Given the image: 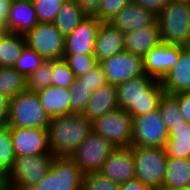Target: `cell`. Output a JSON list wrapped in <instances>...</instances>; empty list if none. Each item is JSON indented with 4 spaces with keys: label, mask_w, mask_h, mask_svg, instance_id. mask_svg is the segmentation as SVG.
<instances>
[{
    "label": "cell",
    "mask_w": 190,
    "mask_h": 190,
    "mask_svg": "<svg viewBox=\"0 0 190 190\" xmlns=\"http://www.w3.org/2000/svg\"><path fill=\"white\" fill-rule=\"evenodd\" d=\"M116 87L118 107L126 110L132 118L158 109L165 93L160 81L147 74L129 79Z\"/></svg>",
    "instance_id": "cell-1"
},
{
    "label": "cell",
    "mask_w": 190,
    "mask_h": 190,
    "mask_svg": "<svg viewBox=\"0 0 190 190\" xmlns=\"http://www.w3.org/2000/svg\"><path fill=\"white\" fill-rule=\"evenodd\" d=\"M48 145L54 156H71L92 132V121L83 114H69L51 118Z\"/></svg>",
    "instance_id": "cell-2"
},
{
    "label": "cell",
    "mask_w": 190,
    "mask_h": 190,
    "mask_svg": "<svg viewBox=\"0 0 190 190\" xmlns=\"http://www.w3.org/2000/svg\"><path fill=\"white\" fill-rule=\"evenodd\" d=\"M157 22L162 43L190 47V4L169 0Z\"/></svg>",
    "instance_id": "cell-3"
},
{
    "label": "cell",
    "mask_w": 190,
    "mask_h": 190,
    "mask_svg": "<svg viewBox=\"0 0 190 190\" xmlns=\"http://www.w3.org/2000/svg\"><path fill=\"white\" fill-rule=\"evenodd\" d=\"M50 120L36 92L26 90L10 99L8 127L47 129Z\"/></svg>",
    "instance_id": "cell-4"
},
{
    "label": "cell",
    "mask_w": 190,
    "mask_h": 190,
    "mask_svg": "<svg viewBox=\"0 0 190 190\" xmlns=\"http://www.w3.org/2000/svg\"><path fill=\"white\" fill-rule=\"evenodd\" d=\"M167 158L165 148L133 146L135 178L151 190H162Z\"/></svg>",
    "instance_id": "cell-5"
},
{
    "label": "cell",
    "mask_w": 190,
    "mask_h": 190,
    "mask_svg": "<svg viewBox=\"0 0 190 190\" xmlns=\"http://www.w3.org/2000/svg\"><path fill=\"white\" fill-rule=\"evenodd\" d=\"M83 173L69 156H54L47 174L34 185L36 190H82Z\"/></svg>",
    "instance_id": "cell-6"
},
{
    "label": "cell",
    "mask_w": 190,
    "mask_h": 190,
    "mask_svg": "<svg viewBox=\"0 0 190 190\" xmlns=\"http://www.w3.org/2000/svg\"><path fill=\"white\" fill-rule=\"evenodd\" d=\"M92 131L109 140L116 148L131 147L133 118L126 110L117 108L94 119Z\"/></svg>",
    "instance_id": "cell-7"
},
{
    "label": "cell",
    "mask_w": 190,
    "mask_h": 190,
    "mask_svg": "<svg viewBox=\"0 0 190 190\" xmlns=\"http://www.w3.org/2000/svg\"><path fill=\"white\" fill-rule=\"evenodd\" d=\"M26 46L36 51L44 60L63 59L65 36L54 23H38L25 35Z\"/></svg>",
    "instance_id": "cell-8"
},
{
    "label": "cell",
    "mask_w": 190,
    "mask_h": 190,
    "mask_svg": "<svg viewBox=\"0 0 190 190\" xmlns=\"http://www.w3.org/2000/svg\"><path fill=\"white\" fill-rule=\"evenodd\" d=\"M114 149L115 146L109 140L92 131L70 157L86 174L100 171Z\"/></svg>",
    "instance_id": "cell-9"
},
{
    "label": "cell",
    "mask_w": 190,
    "mask_h": 190,
    "mask_svg": "<svg viewBox=\"0 0 190 190\" xmlns=\"http://www.w3.org/2000/svg\"><path fill=\"white\" fill-rule=\"evenodd\" d=\"M168 130L159 109L133 117L131 146L165 148Z\"/></svg>",
    "instance_id": "cell-10"
},
{
    "label": "cell",
    "mask_w": 190,
    "mask_h": 190,
    "mask_svg": "<svg viewBox=\"0 0 190 190\" xmlns=\"http://www.w3.org/2000/svg\"><path fill=\"white\" fill-rule=\"evenodd\" d=\"M53 158V154L16 157L5 184L34 186L47 174Z\"/></svg>",
    "instance_id": "cell-11"
},
{
    "label": "cell",
    "mask_w": 190,
    "mask_h": 190,
    "mask_svg": "<svg viewBox=\"0 0 190 190\" xmlns=\"http://www.w3.org/2000/svg\"><path fill=\"white\" fill-rule=\"evenodd\" d=\"M107 83L117 86L129 79L144 75L143 58L123 51L99 63Z\"/></svg>",
    "instance_id": "cell-12"
},
{
    "label": "cell",
    "mask_w": 190,
    "mask_h": 190,
    "mask_svg": "<svg viewBox=\"0 0 190 190\" xmlns=\"http://www.w3.org/2000/svg\"><path fill=\"white\" fill-rule=\"evenodd\" d=\"M16 157L52 154L48 145V130L28 127H10Z\"/></svg>",
    "instance_id": "cell-13"
},
{
    "label": "cell",
    "mask_w": 190,
    "mask_h": 190,
    "mask_svg": "<svg viewBox=\"0 0 190 190\" xmlns=\"http://www.w3.org/2000/svg\"><path fill=\"white\" fill-rule=\"evenodd\" d=\"M183 48L180 45L165 44L162 42L158 46L151 48L142 57L145 74L154 80L161 81L178 61Z\"/></svg>",
    "instance_id": "cell-14"
},
{
    "label": "cell",
    "mask_w": 190,
    "mask_h": 190,
    "mask_svg": "<svg viewBox=\"0 0 190 190\" xmlns=\"http://www.w3.org/2000/svg\"><path fill=\"white\" fill-rule=\"evenodd\" d=\"M100 23L98 18L86 16L65 36L64 54H93Z\"/></svg>",
    "instance_id": "cell-15"
},
{
    "label": "cell",
    "mask_w": 190,
    "mask_h": 190,
    "mask_svg": "<svg viewBox=\"0 0 190 190\" xmlns=\"http://www.w3.org/2000/svg\"><path fill=\"white\" fill-rule=\"evenodd\" d=\"M107 178L119 185L135 178L133 146L115 147L100 170Z\"/></svg>",
    "instance_id": "cell-16"
},
{
    "label": "cell",
    "mask_w": 190,
    "mask_h": 190,
    "mask_svg": "<svg viewBox=\"0 0 190 190\" xmlns=\"http://www.w3.org/2000/svg\"><path fill=\"white\" fill-rule=\"evenodd\" d=\"M166 94L176 95L190 90V47H184L175 65L160 81Z\"/></svg>",
    "instance_id": "cell-17"
},
{
    "label": "cell",
    "mask_w": 190,
    "mask_h": 190,
    "mask_svg": "<svg viewBox=\"0 0 190 190\" xmlns=\"http://www.w3.org/2000/svg\"><path fill=\"white\" fill-rule=\"evenodd\" d=\"M124 51V33L110 21L101 22L93 55L98 63Z\"/></svg>",
    "instance_id": "cell-18"
},
{
    "label": "cell",
    "mask_w": 190,
    "mask_h": 190,
    "mask_svg": "<svg viewBox=\"0 0 190 190\" xmlns=\"http://www.w3.org/2000/svg\"><path fill=\"white\" fill-rule=\"evenodd\" d=\"M156 20L157 16L152 11L131 2L122 8L110 22L123 33H128L151 26Z\"/></svg>",
    "instance_id": "cell-19"
},
{
    "label": "cell",
    "mask_w": 190,
    "mask_h": 190,
    "mask_svg": "<svg viewBox=\"0 0 190 190\" xmlns=\"http://www.w3.org/2000/svg\"><path fill=\"white\" fill-rule=\"evenodd\" d=\"M38 23L32 0L11 1L7 20L10 33L25 35Z\"/></svg>",
    "instance_id": "cell-20"
},
{
    "label": "cell",
    "mask_w": 190,
    "mask_h": 190,
    "mask_svg": "<svg viewBox=\"0 0 190 190\" xmlns=\"http://www.w3.org/2000/svg\"><path fill=\"white\" fill-rule=\"evenodd\" d=\"M161 43L157 20L148 27L124 33V51L143 57Z\"/></svg>",
    "instance_id": "cell-21"
},
{
    "label": "cell",
    "mask_w": 190,
    "mask_h": 190,
    "mask_svg": "<svg viewBox=\"0 0 190 190\" xmlns=\"http://www.w3.org/2000/svg\"><path fill=\"white\" fill-rule=\"evenodd\" d=\"M117 108H119L117 87L110 83H106L104 86L93 91L82 114L90 121H93Z\"/></svg>",
    "instance_id": "cell-22"
},
{
    "label": "cell",
    "mask_w": 190,
    "mask_h": 190,
    "mask_svg": "<svg viewBox=\"0 0 190 190\" xmlns=\"http://www.w3.org/2000/svg\"><path fill=\"white\" fill-rule=\"evenodd\" d=\"M46 114L51 118L70 114L68 88L49 86L36 92Z\"/></svg>",
    "instance_id": "cell-23"
},
{
    "label": "cell",
    "mask_w": 190,
    "mask_h": 190,
    "mask_svg": "<svg viewBox=\"0 0 190 190\" xmlns=\"http://www.w3.org/2000/svg\"><path fill=\"white\" fill-rule=\"evenodd\" d=\"M190 186V158L168 157L162 190H179Z\"/></svg>",
    "instance_id": "cell-24"
},
{
    "label": "cell",
    "mask_w": 190,
    "mask_h": 190,
    "mask_svg": "<svg viewBox=\"0 0 190 190\" xmlns=\"http://www.w3.org/2000/svg\"><path fill=\"white\" fill-rule=\"evenodd\" d=\"M167 157L190 158V124L187 121L168 131Z\"/></svg>",
    "instance_id": "cell-25"
},
{
    "label": "cell",
    "mask_w": 190,
    "mask_h": 190,
    "mask_svg": "<svg viewBox=\"0 0 190 190\" xmlns=\"http://www.w3.org/2000/svg\"><path fill=\"white\" fill-rule=\"evenodd\" d=\"M86 16L88 15L74 0H66L56 15L54 25L67 36Z\"/></svg>",
    "instance_id": "cell-26"
},
{
    "label": "cell",
    "mask_w": 190,
    "mask_h": 190,
    "mask_svg": "<svg viewBox=\"0 0 190 190\" xmlns=\"http://www.w3.org/2000/svg\"><path fill=\"white\" fill-rule=\"evenodd\" d=\"M26 46L24 35L9 33L0 42V67H14Z\"/></svg>",
    "instance_id": "cell-27"
},
{
    "label": "cell",
    "mask_w": 190,
    "mask_h": 190,
    "mask_svg": "<svg viewBox=\"0 0 190 190\" xmlns=\"http://www.w3.org/2000/svg\"><path fill=\"white\" fill-rule=\"evenodd\" d=\"M27 90L26 77L13 67H0V94L12 99Z\"/></svg>",
    "instance_id": "cell-28"
},
{
    "label": "cell",
    "mask_w": 190,
    "mask_h": 190,
    "mask_svg": "<svg viewBox=\"0 0 190 190\" xmlns=\"http://www.w3.org/2000/svg\"><path fill=\"white\" fill-rule=\"evenodd\" d=\"M16 154L10 135V127L0 126V179L7 182Z\"/></svg>",
    "instance_id": "cell-29"
},
{
    "label": "cell",
    "mask_w": 190,
    "mask_h": 190,
    "mask_svg": "<svg viewBox=\"0 0 190 190\" xmlns=\"http://www.w3.org/2000/svg\"><path fill=\"white\" fill-rule=\"evenodd\" d=\"M158 109L168 131L185 121L179 102L173 95L164 93L159 101Z\"/></svg>",
    "instance_id": "cell-30"
},
{
    "label": "cell",
    "mask_w": 190,
    "mask_h": 190,
    "mask_svg": "<svg viewBox=\"0 0 190 190\" xmlns=\"http://www.w3.org/2000/svg\"><path fill=\"white\" fill-rule=\"evenodd\" d=\"M52 72L53 60H44L41 66L26 78L27 90L38 92L44 88L51 86Z\"/></svg>",
    "instance_id": "cell-31"
},
{
    "label": "cell",
    "mask_w": 190,
    "mask_h": 190,
    "mask_svg": "<svg viewBox=\"0 0 190 190\" xmlns=\"http://www.w3.org/2000/svg\"><path fill=\"white\" fill-rule=\"evenodd\" d=\"M69 94L70 114H82L93 91L75 78L74 83L69 88Z\"/></svg>",
    "instance_id": "cell-32"
},
{
    "label": "cell",
    "mask_w": 190,
    "mask_h": 190,
    "mask_svg": "<svg viewBox=\"0 0 190 190\" xmlns=\"http://www.w3.org/2000/svg\"><path fill=\"white\" fill-rule=\"evenodd\" d=\"M43 61L44 59L36 51L25 46L13 68L27 78L41 66Z\"/></svg>",
    "instance_id": "cell-33"
},
{
    "label": "cell",
    "mask_w": 190,
    "mask_h": 190,
    "mask_svg": "<svg viewBox=\"0 0 190 190\" xmlns=\"http://www.w3.org/2000/svg\"><path fill=\"white\" fill-rule=\"evenodd\" d=\"M66 0H32L40 23H54L58 11Z\"/></svg>",
    "instance_id": "cell-34"
},
{
    "label": "cell",
    "mask_w": 190,
    "mask_h": 190,
    "mask_svg": "<svg viewBox=\"0 0 190 190\" xmlns=\"http://www.w3.org/2000/svg\"><path fill=\"white\" fill-rule=\"evenodd\" d=\"M52 86L70 88L74 83V72L69 68L68 63L63 59L53 60V72L51 75Z\"/></svg>",
    "instance_id": "cell-35"
},
{
    "label": "cell",
    "mask_w": 190,
    "mask_h": 190,
    "mask_svg": "<svg viewBox=\"0 0 190 190\" xmlns=\"http://www.w3.org/2000/svg\"><path fill=\"white\" fill-rule=\"evenodd\" d=\"M120 185L107 178L101 171L83 175L82 190H119Z\"/></svg>",
    "instance_id": "cell-36"
},
{
    "label": "cell",
    "mask_w": 190,
    "mask_h": 190,
    "mask_svg": "<svg viewBox=\"0 0 190 190\" xmlns=\"http://www.w3.org/2000/svg\"><path fill=\"white\" fill-rule=\"evenodd\" d=\"M63 58L74 72L76 78L87 73L98 64L93 54H64Z\"/></svg>",
    "instance_id": "cell-37"
},
{
    "label": "cell",
    "mask_w": 190,
    "mask_h": 190,
    "mask_svg": "<svg viewBox=\"0 0 190 190\" xmlns=\"http://www.w3.org/2000/svg\"><path fill=\"white\" fill-rule=\"evenodd\" d=\"M130 3L131 0H101L100 6L93 16L101 22H109L122 8Z\"/></svg>",
    "instance_id": "cell-38"
},
{
    "label": "cell",
    "mask_w": 190,
    "mask_h": 190,
    "mask_svg": "<svg viewBox=\"0 0 190 190\" xmlns=\"http://www.w3.org/2000/svg\"><path fill=\"white\" fill-rule=\"evenodd\" d=\"M77 79H79L82 84L89 87L92 91L104 86L107 83L105 74L103 73L102 67L99 63L87 73L78 76Z\"/></svg>",
    "instance_id": "cell-39"
},
{
    "label": "cell",
    "mask_w": 190,
    "mask_h": 190,
    "mask_svg": "<svg viewBox=\"0 0 190 190\" xmlns=\"http://www.w3.org/2000/svg\"><path fill=\"white\" fill-rule=\"evenodd\" d=\"M169 0H131L132 3L152 11L156 16L164 9Z\"/></svg>",
    "instance_id": "cell-40"
},
{
    "label": "cell",
    "mask_w": 190,
    "mask_h": 190,
    "mask_svg": "<svg viewBox=\"0 0 190 190\" xmlns=\"http://www.w3.org/2000/svg\"><path fill=\"white\" fill-rule=\"evenodd\" d=\"M173 96L179 102L180 111L182 115L184 116L185 121H187L190 124V94L179 93Z\"/></svg>",
    "instance_id": "cell-41"
},
{
    "label": "cell",
    "mask_w": 190,
    "mask_h": 190,
    "mask_svg": "<svg viewBox=\"0 0 190 190\" xmlns=\"http://www.w3.org/2000/svg\"><path fill=\"white\" fill-rule=\"evenodd\" d=\"M10 98L0 94V126H7L9 122Z\"/></svg>",
    "instance_id": "cell-42"
},
{
    "label": "cell",
    "mask_w": 190,
    "mask_h": 190,
    "mask_svg": "<svg viewBox=\"0 0 190 190\" xmlns=\"http://www.w3.org/2000/svg\"><path fill=\"white\" fill-rule=\"evenodd\" d=\"M88 16H93L100 6L101 0H74Z\"/></svg>",
    "instance_id": "cell-43"
},
{
    "label": "cell",
    "mask_w": 190,
    "mask_h": 190,
    "mask_svg": "<svg viewBox=\"0 0 190 190\" xmlns=\"http://www.w3.org/2000/svg\"><path fill=\"white\" fill-rule=\"evenodd\" d=\"M119 190H151L142 181L137 178L130 179L120 184Z\"/></svg>",
    "instance_id": "cell-44"
},
{
    "label": "cell",
    "mask_w": 190,
    "mask_h": 190,
    "mask_svg": "<svg viewBox=\"0 0 190 190\" xmlns=\"http://www.w3.org/2000/svg\"><path fill=\"white\" fill-rule=\"evenodd\" d=\"M12 0H0V20L7 23Z\"/></svg>",
    "instance_id": "cell-45"
},
{
    "label": "cell",
    "mask_w": 190,
    "mask_h": 190,
    "mask_svg": "<svg viewBox=\"0 0 190 190\" xmlns=\"http://www.w3.org/2000/svg\"><path fill=\"white\" fill-rule=\"evenodd\" d=\"M7 190H36L34 186L27 185H6Z\"/></svg>",
    "instance_id": "cell-46"
},
{
    "label": "cell",
    "mask_w": 190,
    "mask_h": 190,
    "mask_svg": "<svg viewBox=\"0 0 190 190\" xmlns=\"http://www.w3.org/2000/svg\"><path fill=\"white\" fill-rule=\"evenodd\" d=\"M10 31L8 29L7 23L3 20H0V35H7Z\"/></svg>",
    "instance_id": "cell-47"
},
{
    "label": "cell",
    "mask_w": 190,
    "mask_h": 190,
    "mask_svg": "<svg viewBox=\"0 0 190 190\" xmlns=\"http://www.w3.org/2000/svg\"><path fill=\"white\" fill-rule=\"evenodd\" d=\"M0 190H6V184L0 179Z\"/></svg>",
    "instance_id": "cell-48"
},
{
    "label": "cell",
    "mask_w": 190,
    "mask_h": 190,
    "mask_svg": "<svg viewBox=\"0 0 190 190\" xmlns=\"http://www.w3.org/2000/svg\"><path fill=\"white\" fill-rule=\"evenodd\" d=\"M170 1L181 2V3H188V4H190V0H170Z\"/></svg>",
    "instance_id": "cell-49"
},
{
    "label": "cell",
    "mask_w": 190,
    "mask_h": 190,
    "mask_svg": "<svg viewBox=\"0 0 190 190\" xmlns=\"http://www.w3.org/2000/svg\"><path fill=\"white\" fill-rule=\"evenodd\" d=\"M179 190H190V186H187L186 188H182V189H179Z\"/></svg>",
    "instance_id": "cell-50"
},
{
    "label": "cell",
    "mask_w": 190,
    "mask_h": 190,
    "mask_svg": "<svg viewBox=\"0 0 190 190\" xmlns=\"http://www.w3.org/2000/svg\"><path fill=\"white\" fill-rule=\"evenodd\" d=\"M4 36H6V35H0V42H1V39H2Z\"/></svg>",
    "instance_id": "cell-51"
}]
</instances>
